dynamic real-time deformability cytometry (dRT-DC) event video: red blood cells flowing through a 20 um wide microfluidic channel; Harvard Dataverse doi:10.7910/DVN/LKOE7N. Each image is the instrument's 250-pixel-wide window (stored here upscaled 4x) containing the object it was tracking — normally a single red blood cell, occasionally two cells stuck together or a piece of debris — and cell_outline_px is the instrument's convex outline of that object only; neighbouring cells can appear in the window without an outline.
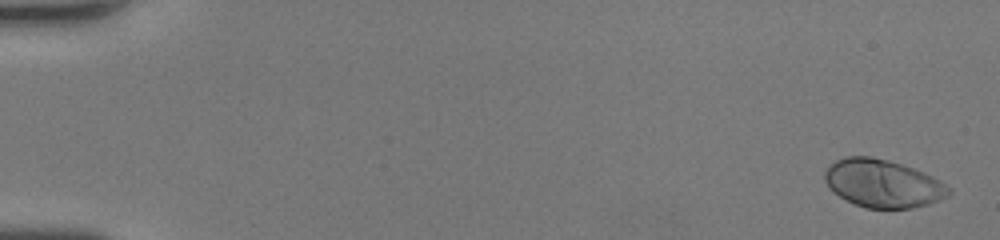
{"species": "human", "species_latin": "Homo sapiens", "temperature_condition": "room temperature", "stored_images_in_passage": 48, "camera_frame_rate_fps": 3000, "um_per_image_px": 0.085, "donor": {"sex": "female"}, "frame": {"image": 1, "passage_image": 1, "time_ms": 0.0, "image_size_px": [1000, 240], "cell_outline_px": [[952, 192], [948, 196], [940, 200], [928, 204], [912, 208], [864, 208], [832, 192], [828, 188], [824, 180], [824, 172], [836, 160], [844, 156], [872, 156], [888, 160], [912, 168], [932, 176], [944, 184]], "centroid_in_image_um": [75.01, 15.6], "position_along_channel_um": 10.0, "area_um2": 34.45}}
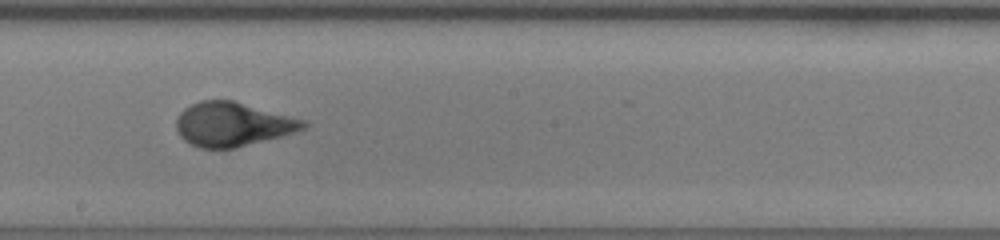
{"frame": {"image": 2, "passage_image": 28, "time_ms": 9.0, "image_size_px": [1000, 240], "cell_outline_px": [[308, 128], [280, 136], [236, 148], [200, 148], [184, 140], [180, 136], [176, 128], [176, 116], [184, 108], [200, 100], [232, 100], [304, 120], [308, 124]], "centroid_in_image_um": [19.74, 10.56], "position_along_channel_um": 228.5, "area_um2": 32.43}}
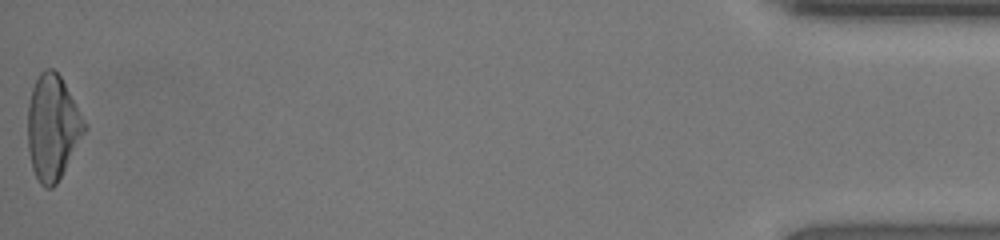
{"frame": {"image": 3, "passage_image": 48, "time_ms": 15.667, "image_size_px": [1000, 240], "cell_outline_px": [[88, 128], [56, 184], [52, 188], [44, 188], [40, 184], [32, 168], [28, 148], [28, 104], [32, 88], [40, 72], [44, 68], [52, 68], [60, 76], [88, 124]], "centroid_in_image_um": [4.48, 10.83], "position_along_channel_um": 430.7, "area_um2": 34.68}, "authors_computed_cell_mechanics": {"area_um2": 33.0327, "velocity_mm_per_s": 4.4183, "shape_relaxation_time_tau1_ms": 4.4769, "shape_relaxation_time_tau2_ms": null, "deformation_change_tau1": 0.2548, "deformation_change_tau2": null}}